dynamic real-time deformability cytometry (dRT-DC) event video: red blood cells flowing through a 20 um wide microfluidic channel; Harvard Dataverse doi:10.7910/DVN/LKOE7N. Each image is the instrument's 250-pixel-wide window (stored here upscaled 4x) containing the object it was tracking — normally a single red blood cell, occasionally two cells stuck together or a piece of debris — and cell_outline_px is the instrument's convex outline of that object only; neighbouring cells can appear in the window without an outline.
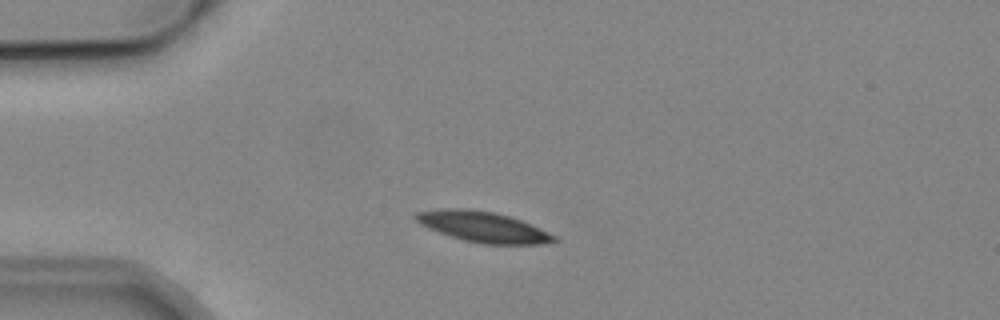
{"species": "common noctule bat (a hibernating species)", "species_latin": "Nyctalus noctula", "temperature_condition": "cold", "stored_images_in_passage": 6, "camera_frame_rate_fps": 3000, "um_per_image_px": 0.085, "animal": {"sex": "male", "body_mass_g": 19.2, "forearm_length_mm": 51.8}, "frame": {"image": 1, "passage_image": 2, "time_ms": 1.0, "image_size_px": [1000, 320], "cell_outline_px": [[560, 240], [540, 244], [480, 244], [464, 240], [440, 232], [420, 224], [412, 216], [416, 212], [440, 208], [468, 208], [492, 212], [508, 216], [520, 220], [548, 232], [556, 236]], "centroid_in_image_um": [41.03, 19.28], "position_along_channel_um": 44.0, "area_um2": 24.45}}
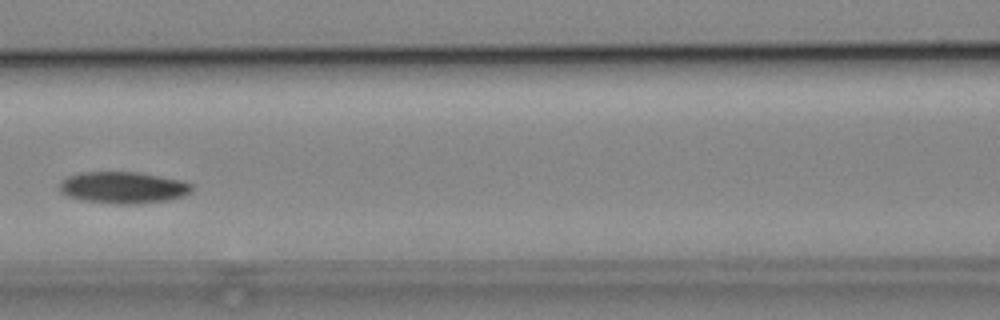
{"frame": {"image": 2, "passage_image": 5, "time_ms": 4.667, "image_size_px": [1000, 320], "cell_outline_px": [[192, 192], [184, 196], [164, 200], [132, 204], [116, 204], [80, 200], [68, 196], [60, 192], [60, 180], [68, 176], [80, 172], [136, 172], [180, 180], [192, 184]], "centroid_in_image_um": [10.43, 15.94], "position_along_channel_um": 156.2, "area_um2": 24.33}}
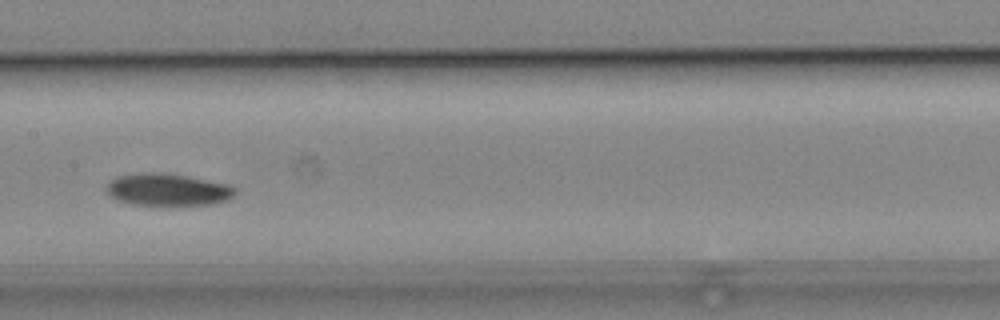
{"frame": {"image": 3, "passage_image": 6, "time_ms": 5.667, "image_size_px": [1000, 320], "cell_outline_px": [[236, 192], [228, 200], [212, 204], [136, 204], [116, 200], [108, 192], [108, 184], [116, 176], [144, 172], [152, 172], [184, 176], [228, 184], [236, 188]], "centroid_in_image_um": [14.27, 16.11], "position_along_channel_um": 193.1, "area_um2": 23.47}}